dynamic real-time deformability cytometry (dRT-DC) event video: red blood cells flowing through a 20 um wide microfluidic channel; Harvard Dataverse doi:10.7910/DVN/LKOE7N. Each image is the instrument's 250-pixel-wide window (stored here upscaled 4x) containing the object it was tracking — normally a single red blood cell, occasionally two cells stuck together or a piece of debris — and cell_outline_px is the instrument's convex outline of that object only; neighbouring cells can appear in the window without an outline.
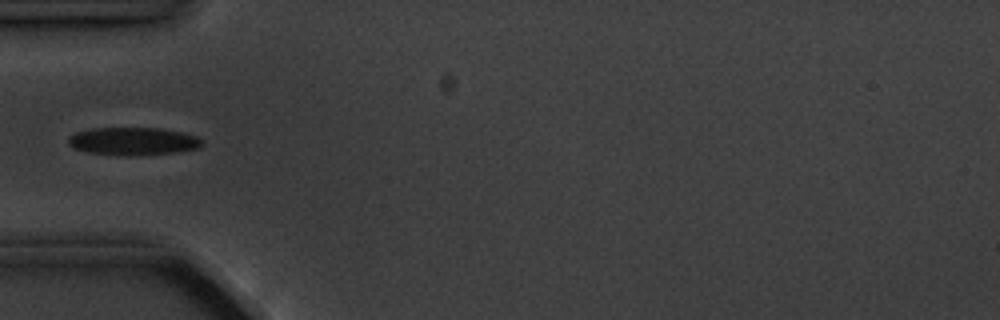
{"species": "common noctule bat (a hibernating species)", "species_latin": "Nyctalus noctula", "temperature_condition": "cold", "stored_images_in_passage": 6, "camera_frame_rate_fps": 3000, "um_per_image_px": 0.085, "animal": {"sex": "male", "body_mass_g": 20.1, "forearm_length_mm": 53.5}, "frame": {"image": 1, "passage_image": 4, "time_ms": 3.333, "image_size_px": [1000, 320], "cell_outline_px": [[200, 148], [176, 152], [132, 156], [88, 152], [72, 148], [68, 144], [68, 136], [76, 132], [92, 128], [160, 128], [184, 132], [196, 136], [200, 140]], "centroid_in_image_um": [11.28, 12.0], "position_along_channel_um": 73.7, "area_um2": 21.68}}